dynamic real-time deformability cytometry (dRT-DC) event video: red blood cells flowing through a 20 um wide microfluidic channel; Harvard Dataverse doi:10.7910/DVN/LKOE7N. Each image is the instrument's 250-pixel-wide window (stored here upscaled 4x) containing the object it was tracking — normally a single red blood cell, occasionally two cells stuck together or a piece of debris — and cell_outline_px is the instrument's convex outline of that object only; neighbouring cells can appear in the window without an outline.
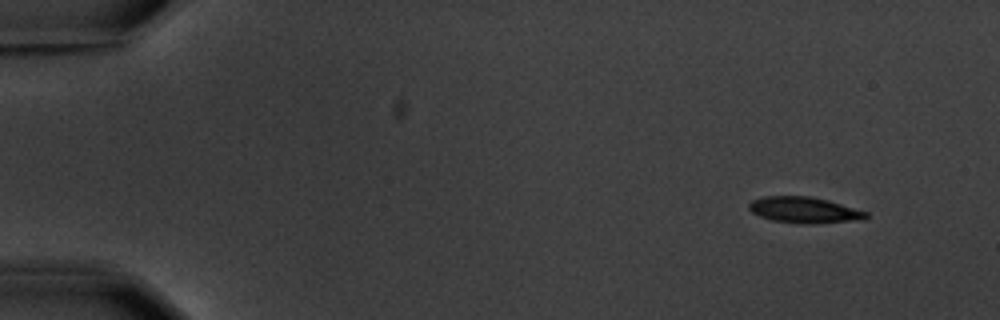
{"species": "common noctule bat (a hibernating species)", "species_latin": "Nyctalus noctula", "temperature_condition": "warm", "stored_images_in_passage": 4, "camera_frame_rate_fps": 3000, "um_per_image_px": 0.085, "animal": {"sex": "male", "body_mass_g": 20.1, "forearm_length_mm": 53.5}, "frame": {"image": 1, "passage_image": 1, "time_ms": 0.0, "image_size_px": [1000, 320], "cell_outline_px": [[868, 216], [864, 220], [816, 224], [800, 224], [772, 220], [760, 216], [752, 212], [748, 208], [748, 204], [752, 200], [764, 196], [808, 196], [828, 200], [868, 212]], "centroid_in_image_um": [68.38, 17.86], "position_along_channel_um": 16.6, "area_um2": 17.98}}
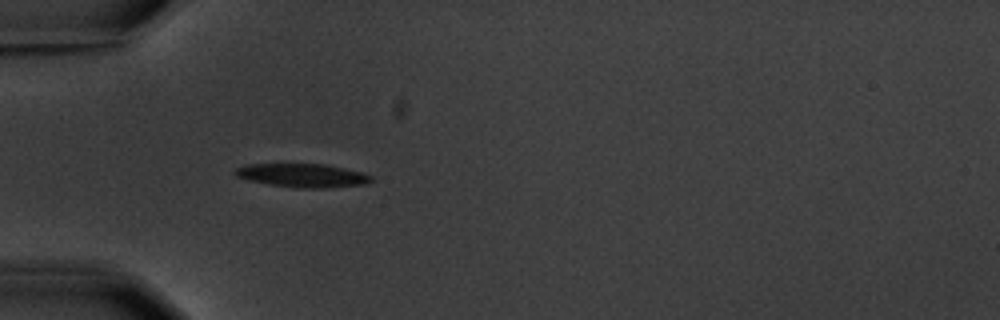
{"frame": {"image": 2, "passage_image": 4, "time_ms": 4.333, "image_size_px": [1000, 320], "cell_outline_px": [[372, 180], [368, 184], [320, 188], [300, 188], [268, 184], [236, 176], [232, 172], [236, 168], [248, 164], [324, 164], [364, 172], [372, 176]], "centroid_in_image_um": [25.75, 14.91], "position_along_channel_um": 59.3, "area_um2": 18.61}}